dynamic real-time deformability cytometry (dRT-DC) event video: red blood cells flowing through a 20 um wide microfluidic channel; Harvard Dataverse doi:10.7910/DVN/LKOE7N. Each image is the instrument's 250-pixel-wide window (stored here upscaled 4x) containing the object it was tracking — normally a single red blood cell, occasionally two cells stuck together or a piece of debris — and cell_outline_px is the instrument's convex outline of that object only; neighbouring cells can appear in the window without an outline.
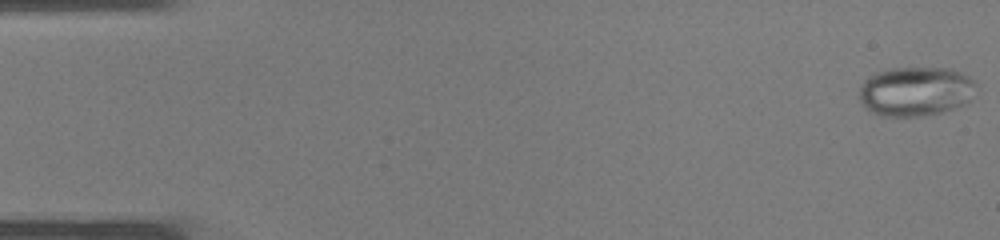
{"species": "common noctule bat (a hibernating species)", "species_latin": "Nyctalus noctula", "temperature_condition": "warm", "stored_images_in_passage": 37, "camera_frame_rate_fps": 3000, "um_per_image_px": 0.085, "animal": {"sex": "male", "body_mass_g": 19.0, "forearm_length_mm": 50.8}, "frame": {"image": 1, "passage_image": 1, "time_ms": 0.0, "image_size_px": [1000, 240], "cell_outline_px": [[976, 84], [968, 100], [964, 104], [944, 112], [916, 116], [880, 116], [872, 112], [860, 100], [860, 84], [868, 76], [876, 72], [888, 68], [952, 68], [968, 76]], "centroid_in_image_um": [77.8, 7.75], "position_along_channel_um": 7.2, "area_um2": 33.52}}
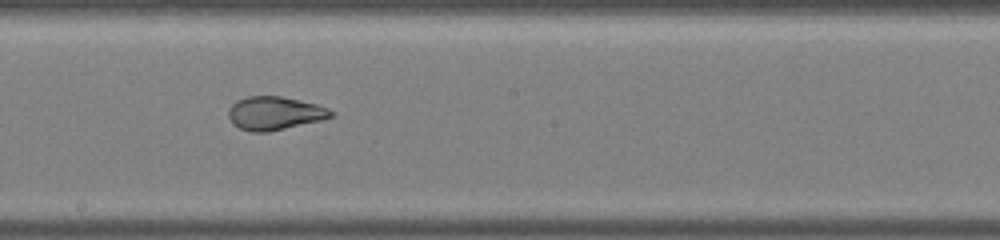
{"frame": {"image": 2, "passage_image": 21, "time_ms": 6.667, "image_size_px": [1000, 240], "cell_outline_px": [[336, 112], [332, 116], [320, 120], [268, 132], [252, 132], [240, 128], [232, 124], [228, 116], [228, 112], [232, 104], [236, 100], [248, 96], [280, 96], [316, 104], [328, 108]], "centroid_in_image_um": [23.32, 9.62], "position_along_channel_um": 224.9, "area_um2": 19.83}}
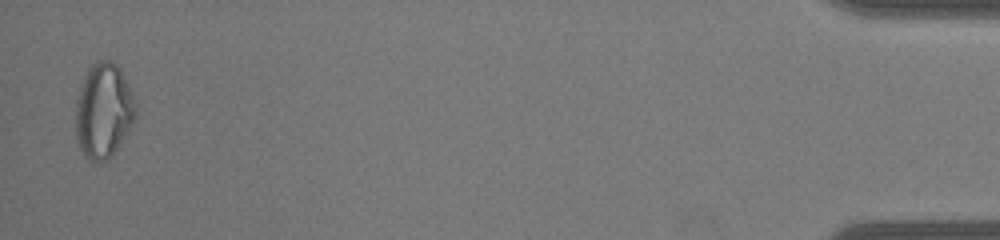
{"frame": {"image": 3, "passage_image": 37, "time_ms": 12.0, "image_size_px": [1000, 240], "cell_outline_px": [[136, 112], [132, 124], [128, 132], [108, 160], [92, 160], [80, 148], [76, 136], [76, 100], [80, 84], [88, 68], [92, 64], [100, 60], [108, 60], [116, 64], [120, 68], [128, 84], [136, 104]], "centroid_in_image_um": [8.8, 9.36], "position_along_channel_um": 426.4, "area_um2": 32.83}}